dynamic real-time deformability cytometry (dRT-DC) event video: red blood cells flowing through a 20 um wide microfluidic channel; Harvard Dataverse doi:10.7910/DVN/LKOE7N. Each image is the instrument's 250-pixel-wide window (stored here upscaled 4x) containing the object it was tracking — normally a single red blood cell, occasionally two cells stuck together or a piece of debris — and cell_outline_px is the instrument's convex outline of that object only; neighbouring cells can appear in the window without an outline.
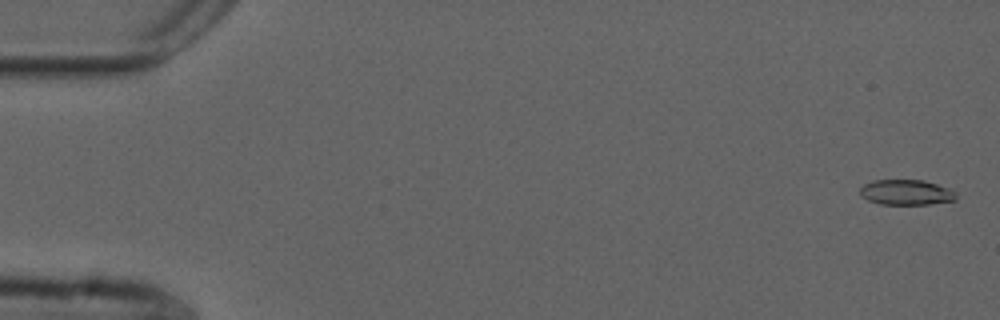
{"species": "common noctule bat (a hibernating species)", "species_latin": "Nyctalus noctula", "temperature_condition": "cold", "stored_images_in_passage": 56, "camera_frame_rate_fps": 3000, "um_per_image_px": 0.085, "animal": {"sex": "male", "forearm_length_mm": 52.5}, "frame": {"image": 1, "passage_image": 2, "time_ms": 0.333, "image_size_px": [1000, 320], "cell_outline_px": [[956, 200], [928, 204], [880, 204], [868, 200], [860, 196], [860, 188], [864, 184], [872, 180], [924, 180], [952, 188], [956, 192]], "centroid_in_image_um": [77.05, 16.34], "position_along_channel_um": 8.0, "area_um2": 14.33}}
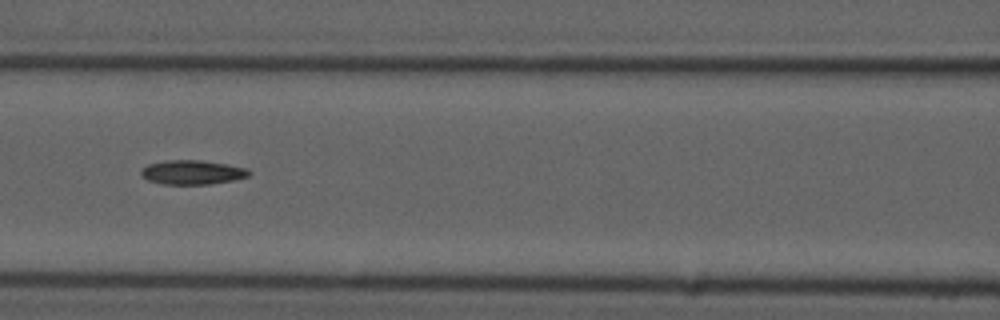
{"frame": {"image": 2, "passage_image": 25, "time_ms": 8.0, "image_size_px": [1000, 320], "cell_outline_px": [[252, 172], [248, 176], [236, 180], [208, 184], [164, 184], [148, 180], [140, 176], [140, 172], [148, 164], [168, 160], [200, 160], [228, 164], [248, 168]], "centroid_in_image_um": [16.38, 14.64], "position_along_channel_um": 150.2, "area_um2": 15.32}}
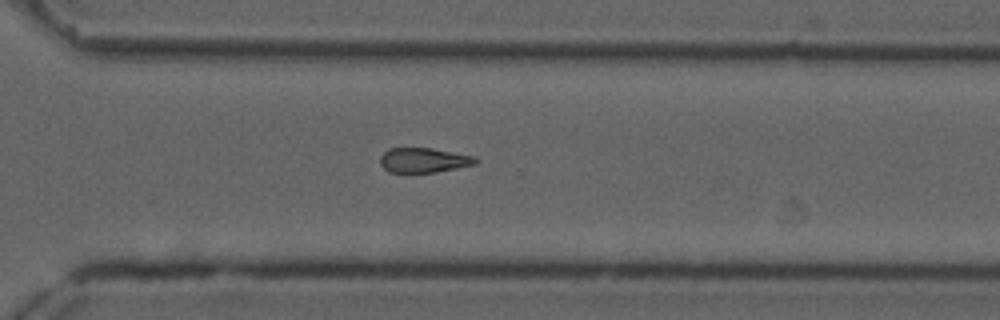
{"frame": {"image": 3, "passage_image": 40, "time_ms": 13.0, "image_size_px": [1000, 320], "cell_outline_px": [[480, 160], [476, 164], [436, 172], [388, 172], [380, 164], [380, 156], [388, 148], [432, 148], [476, 156]], "centroid_in_image_um": [36.04, 13.61], "position_along_channel_um": 334.6, "area_um2": 13.87}, "authors_computed_cell_mechanics": {"area_um2": 14.8546, "velocity_mm_per_s": 3.7012, "shape_relaxation_time_tau1_ms": 6.7523, "shape_relaxation_time_tau2_ms": null, "deformation_change_tau1": 0.1652, "deformation_change_tau2": null}}